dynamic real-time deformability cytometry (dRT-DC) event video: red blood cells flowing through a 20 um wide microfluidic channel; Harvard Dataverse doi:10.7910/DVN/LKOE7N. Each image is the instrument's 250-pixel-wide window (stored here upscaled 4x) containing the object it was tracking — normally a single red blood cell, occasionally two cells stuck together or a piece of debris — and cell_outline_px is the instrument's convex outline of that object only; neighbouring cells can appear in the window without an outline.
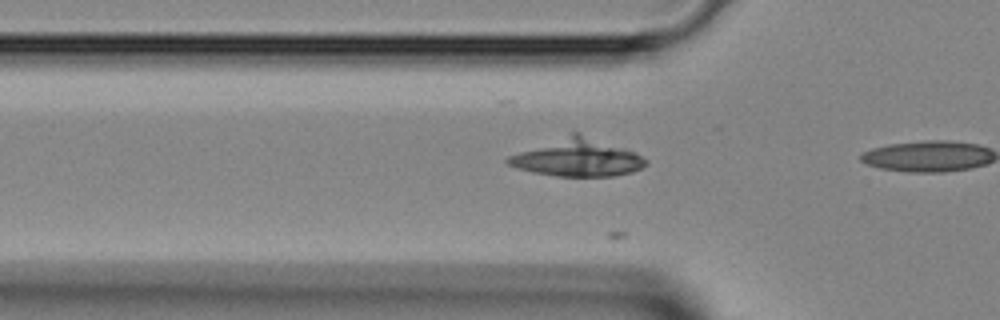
{"species": "Egyptian fruit bat (a non-hibernating species)", "species_latin": "Rousettus aegyptiacus", "temperature_condition": "room temperature", "stored_images_in_passage": 7, "camera_frame_rate_fps": 3000, "um_per_image_px": 0.085, "animal": {"sex": "female"}, "frame": {"image": 1, "passage_image": 2, "time_ms": 0.333, "image_size_px": [1000, 320], "cell_outline_px": [[648, 164], [632, 172], [612, 176], [556, 176], [532, 172], [516, 168], [508, 164], [504, 160], [508, 156], [572, 132], [580, 132], [636, 152], [648, 160]], "centroid_in_image_um": [49.09, 13.4], "position_along_channel_um": 76.7, "area_um2": 30.11}}